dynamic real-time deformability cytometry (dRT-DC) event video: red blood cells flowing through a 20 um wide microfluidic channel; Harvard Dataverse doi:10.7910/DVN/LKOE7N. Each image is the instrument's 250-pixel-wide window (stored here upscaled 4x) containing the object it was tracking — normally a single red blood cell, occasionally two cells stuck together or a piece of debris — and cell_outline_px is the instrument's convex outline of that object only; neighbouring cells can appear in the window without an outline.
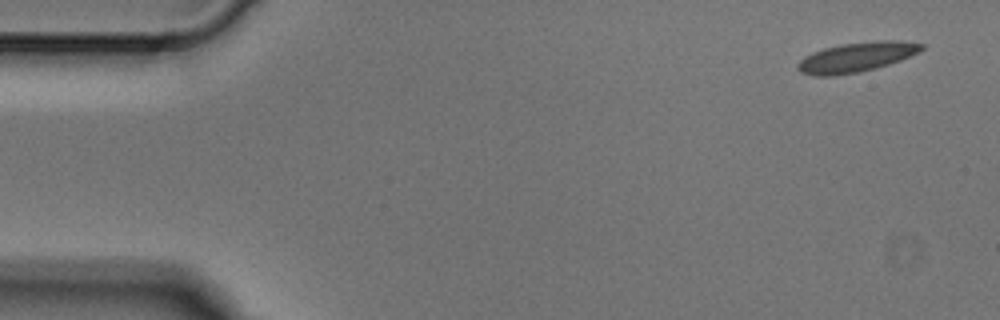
{"species": "Egyptian fruit bat (a non-hibernating species)", "species_latin": "Rousettus aegyptiacus", "temperature_condition": "cold", "stored_images_in_passage": 4, "camera_frame_rate_fps": 3000, "um_per_image_px": 0.085, "animal": {"sex": "male"}, "frame": {"image": 1, "passage_image": 1, "time_ms": 0.0, "image_size_px": [1000, 320], "cell_outline_px": [[924, 48], [920, 52], [900, 60], [876, 68], [860, 72], [836, 76], [812, 76], [800, 72], [796, 68], [796, 64], [804, 56], [812, 52], [824, 48], [840, 44], [880, 40], [900, 40], [924, 44]], "centroid_in_image_um": [72.77, 4.86], "position_along_channel_um": 12.2, "area_um2": 21.73}}
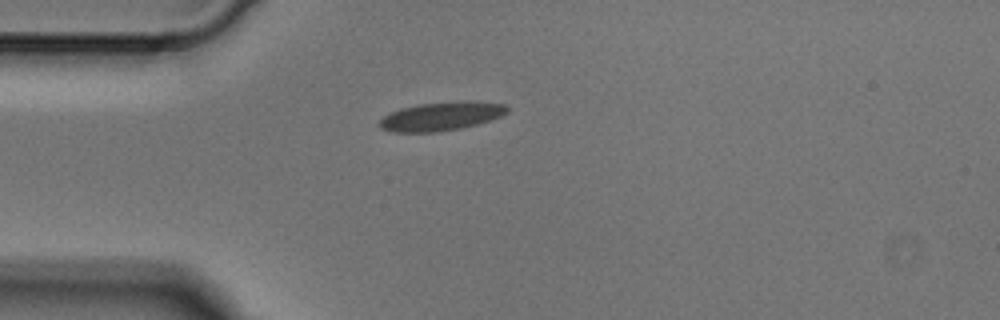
{"frame": {"image": 2, "passage_image": 4, "time_ms": 1.0, "image_size_px": [1000, 320], "cell_outline_px": [[508, 112], [492, 120], [460, 128], [440, 132], [392, 132], [380, 128], [376, 124], [384, 116], [400, 108], [420, 104], [504, 104], [508, 108]], "centroid_in_image_um": [37.37, 9.96], "position_along_channel_um": 47.6, "area_um2": 20.17}}